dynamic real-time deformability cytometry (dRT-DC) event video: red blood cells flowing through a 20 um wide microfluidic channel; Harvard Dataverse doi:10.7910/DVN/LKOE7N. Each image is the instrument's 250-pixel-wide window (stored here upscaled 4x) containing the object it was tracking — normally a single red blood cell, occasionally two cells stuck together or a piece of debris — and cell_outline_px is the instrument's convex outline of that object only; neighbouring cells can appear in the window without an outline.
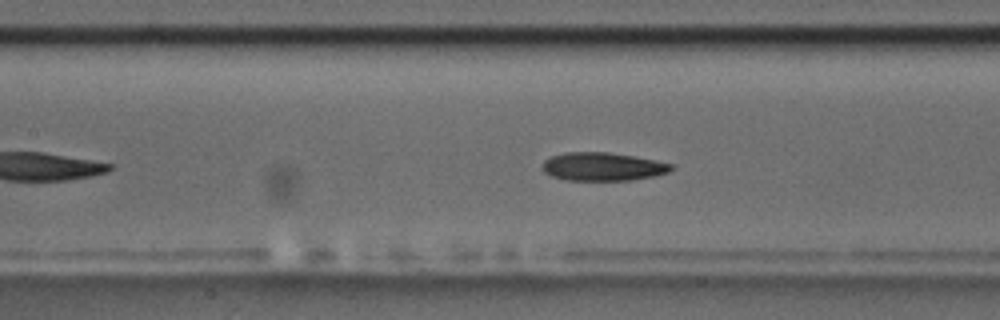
{"species": "common noctule bat (a hibernating species)", "species_latin": "Nyctalus noctula", "temperature_condition": "room temperature", "stored_images_in_passage": 36, "camera_frame_rate_fps": 3000, "um_per_image_px": 0.085, "animal": {"sex": "male", "body_mass_g": 17.5, "forearm_length_mm": 52.3}, "frame": {"image": 1, "passage_image": 15, "time_ms": 4.667, "image_size_px": [1000, 320], "cell_outline_px": [[676, 168], [668, 172], [656, 176], [632, 180], [564, 180], [552, 176], [544, 172], [544, 160], [552, 156], [564, 152], [608, 152], [636, 156], [656, 160], [672, 164]], "centroid_in_image_um": [51.28, 14.16], "position_along_channel_um": 156.1, "area_um2": 21.39}}
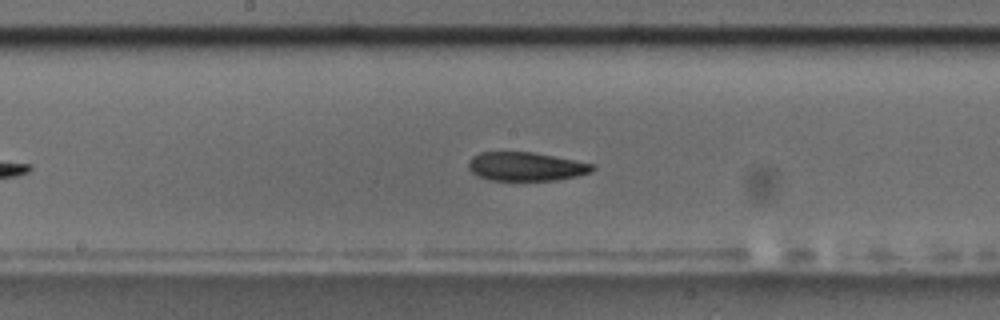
{"frame": {"image": 2, "passage_image": 19, "time_ms": 6.0, "image_size_px": [1000, 320], "cell_outline_px": [[596, 168], [592, 172], [576, 176], [556, 180], [488, 180], [472, 172], [468, 168], [468, 164], [472, 156], [480, 152], [532, 152], [596, 164]], "centroid_in_image_um": [44.73, 14.15], "position_along_channel_um": 203.5, "area_um2": 20.75}}
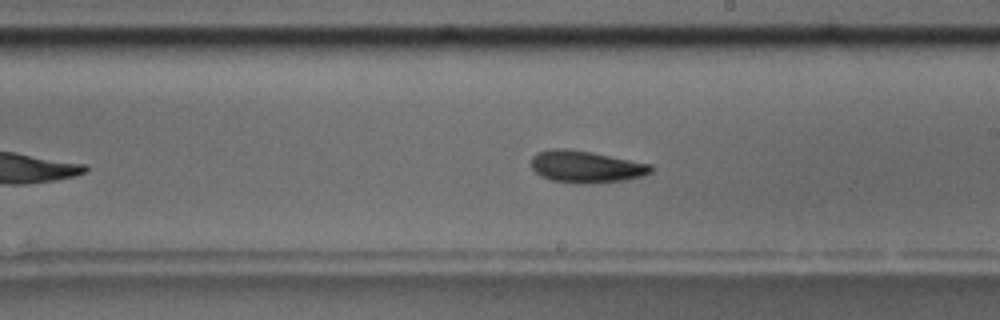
{"frame": {"image": 3, "passage_image": 22, "time_ms": 7.0, "image_size_px": [1000, 320], "cell_outline_px": [[652, 172], [644, 176], [628, 180], [588, 184], [576, 184], [552, 180], [540, 176], [532, 168], [532, 156], [536, 152], [548, 148], [568, 148], [592, 152], [652, 164]], "centroid_in_image_um": [49.81, 14.17], "position_along_channel_um": 239.2, "area_um2": 22.77}, "authors_computed_cell_mechanics": {"area_um2": 21.5594, "velocity_mm_per_s": 3.5844, "shape_relaxation_time_tau1_ms": 3.6954, "shape_relaxation_time_tau2_ms": 3.5956, "deformation_change_tau1": 0.1327, "deformation_change_tau2": 0.1098}}